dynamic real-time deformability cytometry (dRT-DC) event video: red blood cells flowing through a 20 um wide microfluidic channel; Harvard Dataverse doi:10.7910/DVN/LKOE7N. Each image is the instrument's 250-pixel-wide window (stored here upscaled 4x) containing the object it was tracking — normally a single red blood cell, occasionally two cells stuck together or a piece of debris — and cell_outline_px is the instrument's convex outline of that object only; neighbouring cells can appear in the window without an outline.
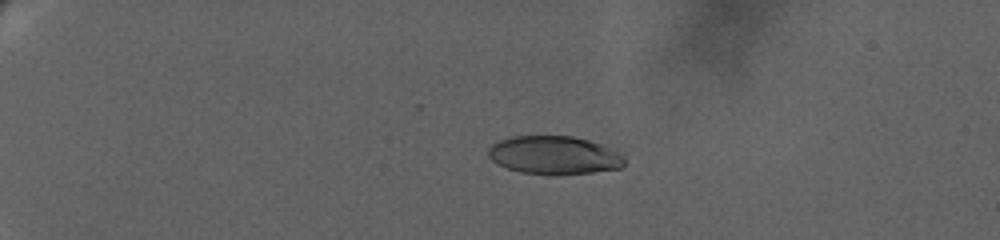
{"species": "human", "species_latin": "Homo sapiens", "temperature_condition": "warm", "stored_images_in_passage": 51, "camera_frame_rate_fps": 3000, "um_per_image_px": 0.085, "donor": {"sex": "female"}, "frame": {"image": 1, "passage_image": 14, "time_ms": 6.667, "image_size_px": [1000, 240], "cell_outline_px": [[624, 164], [620, 168], [592, 172], [520, 172], [496, 164], [488, 156], [488, 148], [492, 144], [500, 140], [512, 136], [572, 136], [588, 140], [616, 148], [624, 156]], "centroid_in_image_um": [47.12, 13.14], "position_along_channel_um": 37.9, "area_um2": 29.82}}
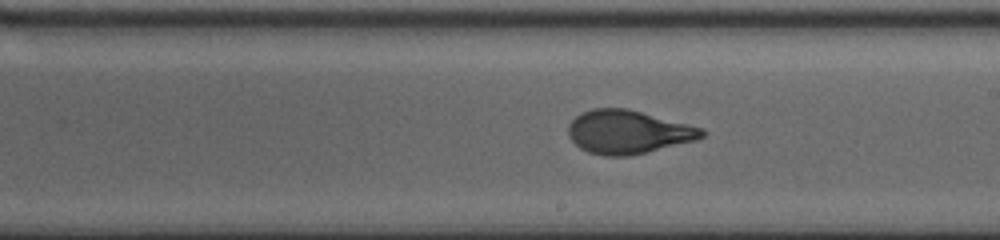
{"frame": {"image": 2, "passage_image": 34, "time_ms": 16.333, "image_size_px": [1000, 240], "cell_outline_px": [[708, 132], [704, 136], [696, 140], [648, 152], [628, 156], [604, 156], [588, 152], [580, 148], [568, 136], [568, 124], [580, 112], [592, 108], [628, 108], [704, 128]], "centroid_in_image_um": [53.39, 11.21], "position_along_channel_um": 235.6, "area_um2": 34.16}}
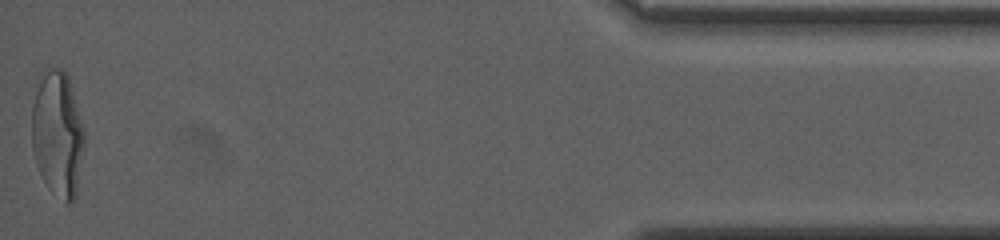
{"frame": {"image": 3, "passage_image": 51, "time_ms": 25.0, "image_size_px": [1000, 240], "cell_outline_px": [[84, 144], [76, 192], [72, 204], [64, 204], [48, 188], [36, 164], [32, 148], [32, 104], [40, 72], [44, 68], [64, 68], [68, 76], [84, 128]], "centroid_in_image_um": [4.88, 11.35], "position_along_channel_um": 430.3, "area_um2": 38.84}, "authors_computed_cell_mechanics": {"area_um2": 33.6396, "velocity_mm_per_s": 2.9944, "shape_relaxation_time_tau1_ms": 6.3407, "shape_relaxation_time_tau2_ms": null, "deformation_change_tau1": 0.2453, "deformation_change_tau2": null}}